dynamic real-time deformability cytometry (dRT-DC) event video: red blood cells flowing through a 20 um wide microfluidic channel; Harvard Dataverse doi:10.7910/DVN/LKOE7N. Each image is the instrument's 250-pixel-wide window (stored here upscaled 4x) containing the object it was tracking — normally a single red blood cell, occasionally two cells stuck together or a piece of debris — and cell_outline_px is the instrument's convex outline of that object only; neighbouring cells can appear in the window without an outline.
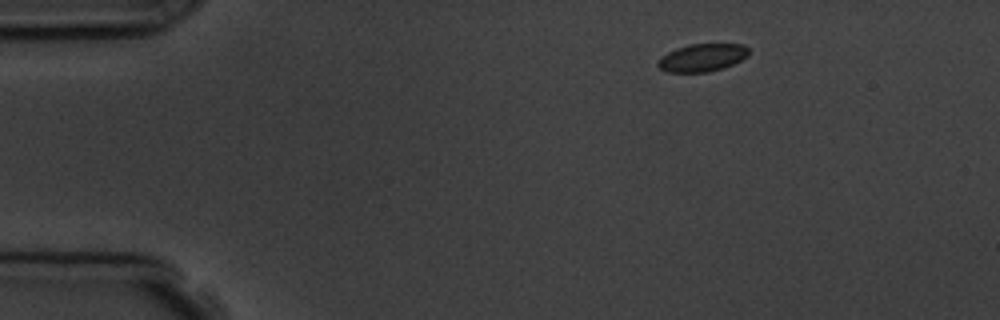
{"species": "common noctule bat (a hibernating species)", "species_latin": "Nyctalus noctula", "temperature_condition": "room temperature", "stored_images_in_passage": 4, "camera_frame_rate_fps": 3000, "um_per_image_px": 0.085, "animal": {"sex": "male", "body_mass_g": 19.5, "forearm_length_mm": 54.6}, "frame": {"image": 1, "passage_image": 1, "time_ms": 0.0, "image_size_px": [1000, 320], "cell_outline_px": [[748, 56], [724, 68], [708, 72], [668, 72], [660, 68], [656, 64], [660, 56], [676, 48], [688, 44], [744, 44], [748, 48]], "centroid_in_image_um": [59.67, 4.89], "position_along_channel_um": 25.3, "area_um2": 14.74}}
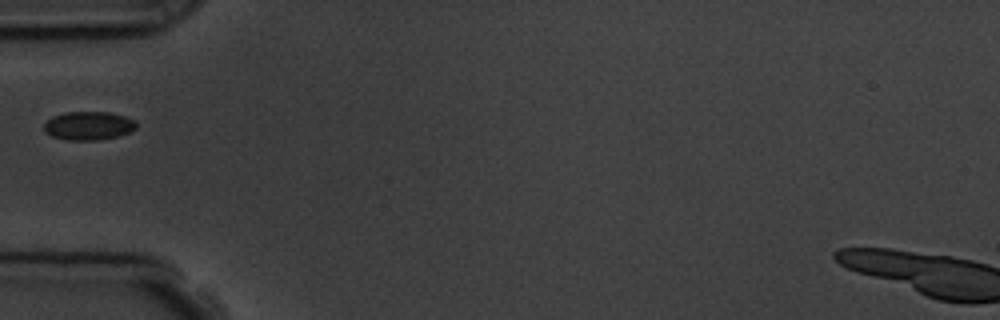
{"frame": {"image": 2, "passage_image": 4, "time_ms": 3.333, "image_size_px": [1000, 320], "cell_outline_px": [[136, 128], [128, 132], [116, 136], [96, 140], [68, 140], [52, 136], [44, 132], [44, 124], [52, 116], [64, 112], [108, 112], [124, 116], [136, 120]], "centroid_in_image_um": [7.5, 10.68], "position_along_channel_um": 77.5, "area_um2": 15.26}}